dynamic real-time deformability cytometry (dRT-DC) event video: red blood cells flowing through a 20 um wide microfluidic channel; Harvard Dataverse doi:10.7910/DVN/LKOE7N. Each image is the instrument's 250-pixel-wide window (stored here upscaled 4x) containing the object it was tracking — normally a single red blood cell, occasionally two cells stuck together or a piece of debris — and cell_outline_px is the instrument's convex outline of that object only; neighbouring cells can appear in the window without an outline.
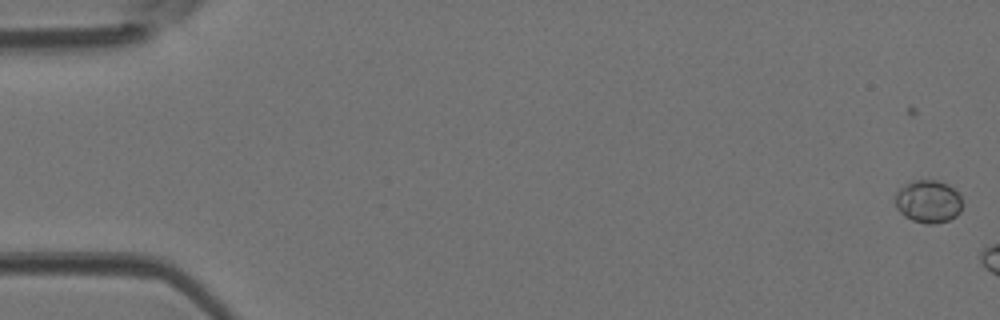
{"species": "Egyptian fruit bat (a non-hibernating species)", "species_latin": "Rousettus aegyptiacus", "temperature_condition": "room temperature", "stored_images_in_passage": 5, "camera_frame_rate_fps": 3000, "um_per_image_px": 0.085, "animal": {"sex": "female"}, "frame": {"image": 1, "passage_image": 1, "time_ms": 0.0, "image_size_px": [1000, 320], "cell_outline_px": [[960, 212], [956, 216], [948, 220], [936, 224], [928, 224], [912, 220], [904, 216], [896, 208], [896, 192], [904, 184], [912, 180], [936, 180], [948, 184], [960, 196]], "centroid_in_image_um": [78.87, 17.12], "position_along_channel_um": 6.1, "area_um2": 16.65}}